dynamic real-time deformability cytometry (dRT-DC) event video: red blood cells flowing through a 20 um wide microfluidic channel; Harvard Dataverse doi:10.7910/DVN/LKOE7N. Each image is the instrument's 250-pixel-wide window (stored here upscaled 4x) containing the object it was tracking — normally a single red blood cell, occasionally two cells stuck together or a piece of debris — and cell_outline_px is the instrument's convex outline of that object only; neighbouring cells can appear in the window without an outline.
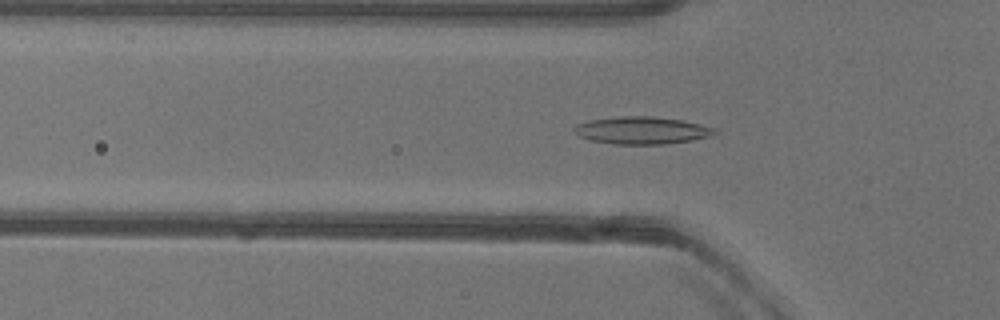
{"species": "common noctule bat (a hibernating species)", "species_latin": "Nyctalus noctula", "temperature_condition": "warm", "stored_images_in_passage": 51, "camera_frame_rate_fps": 3000, "um_per_image_px": 0.085, "animal": {"sex": "female"}, "frame": {"image": 1, "passage_image": 16, "time_ms": 5.0, "image_size_px": [1000, 320], "cell_outline_px": [[716, 132], [712, 136], [692, 140], [664, 144], [612, 144], [592, 140], [580, 136], [572, 128], [576, 124], [588, 120], [620, 116], [652, 116], [680, 120], [716, 128]], "centroid_in_image_um": [54.54, 11.08], "position_along_channel_um": 71.3, "area_um2": 22.31}}
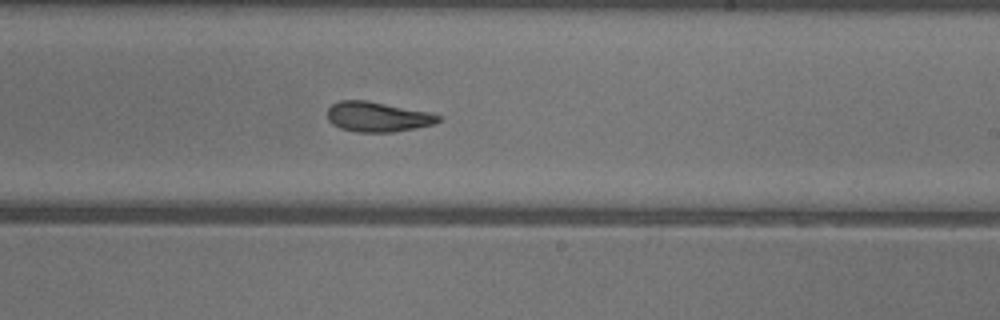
{"frame": {"image": 2, "passage_image": 30, "time_ms": 9.667, "image_size_px": [1000, 320], "cell_outline_px": [[440, 120], [432, 124], [416, 128], [392, 132], [356, 132], [340, 128], [332, 124], [328, 120], [328, 108], [332, 104], [340, 100], [368, 100], [432, 112], [440, 116]], "centroid_in_image_um": [32.09, 9.92], "position_along_channel_um": 256.9, "area_um2": 19.54}}
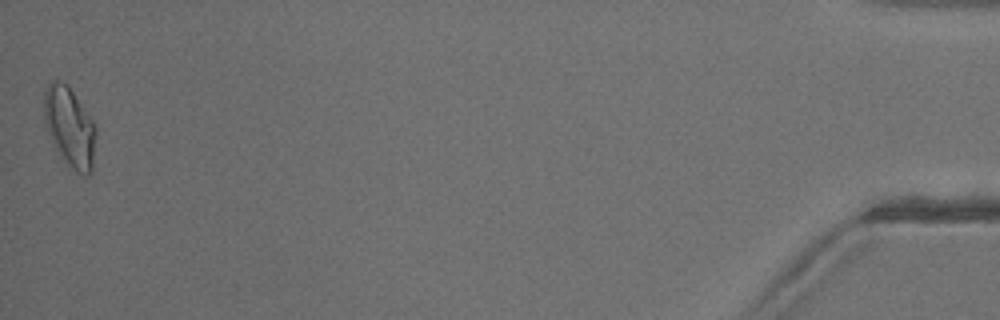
{"frame": {"image": 3, "passage_image": 51, "time_ms": 16.667, "image_size_px": [1000, 320], "cell_outline_px": [[96, 136], [92, 172], [88, 176], [84, 176], [72, 168], [68, 164], [56, 148], [48, 132], [44, 120], [44, 92], [48, 84], [52, 80], [60, 80], [68, 84], [92, 120], [96, 128]], "centroid_in_image_um": [5.93, 10.77], "position_along_channel_um": 429.3, "area_um2": 23.99}, "authors_computed_cell_mechanics": {"area_um2": 20.2878, "velocity_mm_per_s": 3.9682, "shape_relaxation_time_tau1_ms": null, "shape_relaxation_time_tau2_ms": 2.916, "deformation_change_tau1": null, "deformation_change_tau2": 0.1025}}